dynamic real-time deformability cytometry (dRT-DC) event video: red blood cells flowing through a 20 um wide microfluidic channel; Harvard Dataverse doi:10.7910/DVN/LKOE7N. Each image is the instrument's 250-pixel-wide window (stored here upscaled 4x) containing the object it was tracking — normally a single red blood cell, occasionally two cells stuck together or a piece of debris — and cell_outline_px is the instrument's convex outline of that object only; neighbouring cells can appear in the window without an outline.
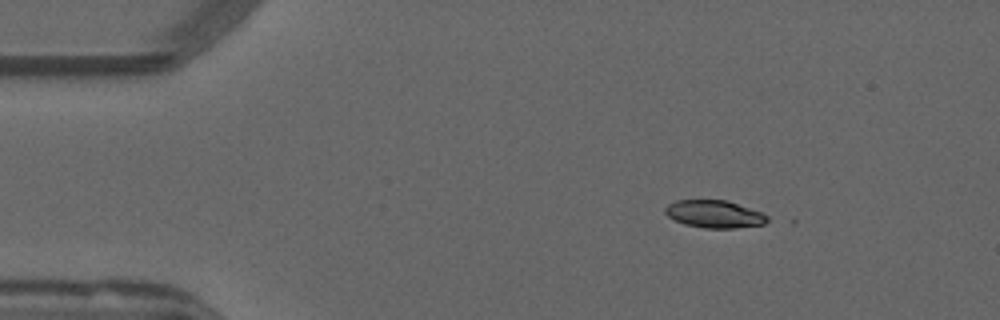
{"species": "common noctule bat (a hibernating species)", "species_latin": "Nyctalus noctula", "temperature_condition": "warm", "stored_images_in_passage": 46, "camera_frame_rate_fps": 3000, "um_per_image_px": 0.085, "animal": {"sex": "male", "forearm_length_mm": 52.5}, "frame": {"image": 1, "passage_image": 1, "time_ms": 0.0, "image_size_px": [1000, 320], "cell_outline_px": [[768, 220], [764, 224], [736, 228], [704, 228], [684, 224], [668, 216], [664, 212], [664, 208], [668, 204], [676, 200], [728, 200], [760, 212], [768, 216]], "centroid_in_image_um": [60.71, 18.19], "position_along_channel_um": 24.3, "area_um2": 16.36}}
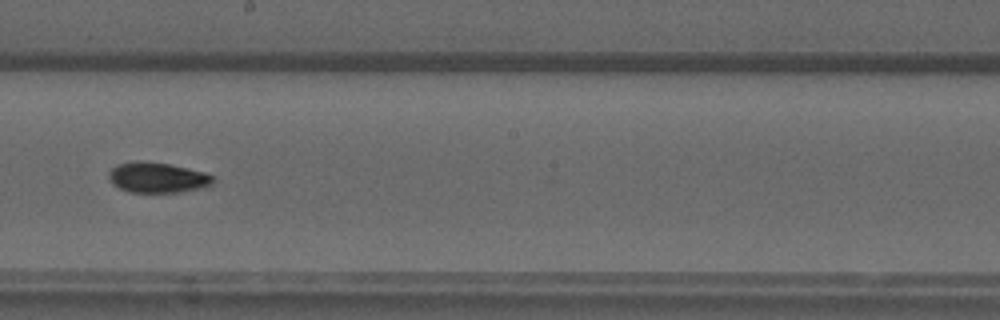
{"frame": {"image": 2, "passage_image": 23, "time_ms": 7.333, "image_size_px": [1000, 320], "cell_outline_px": [[212, 184], [204, 188], [180, 192], [128, 192], [112, 184], [108, 180], [108, 172], [116, 164], [136, 160], [140, 160], [168, 164], [188, 168], [204, 172], [212, 176]], "centroid_in_image_um": [13.33, 15.09], "position_along_channel_um": 234.9, "area_um2": 18.61}}
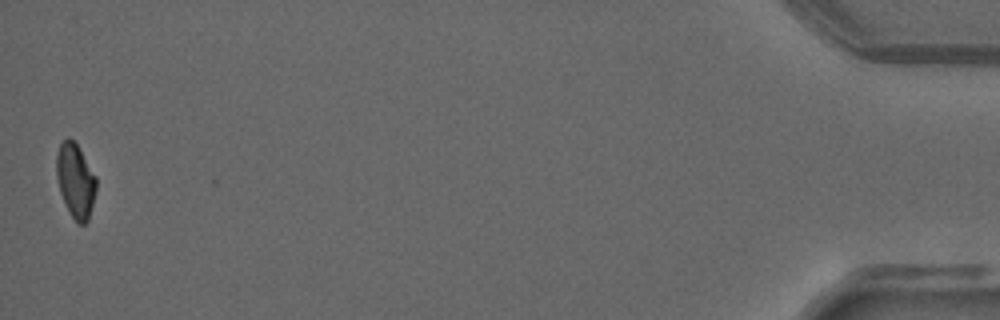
{"frame": {"image": 3, "passage_image": 46, "time_ms": 15.0, "image_size_px": [1000, 320], "cell_outline_px": [[96, 192], [88, 220], [84, 224], [76, 224], [60, 192], [56, 176], [56, 156], [60, 144], [68, 136], [76, 144], [96, 176]], "centroid_in_image_um": [6.42, 15.36], "position_along_channel_um": 428.8, "area_um2": 16.99}, "authors_computed_cell_mechanics": {"area_um2": 17.7735, "velocity_mm_per_s": 3.8167, "shape_relaxation_time_tau1_ms": 6.9879, "shape_relaxation_time_tau2_ms": 10.3668, "deformation_change_tau1": 0.1929, "deformation_change_tau2": 0.1486}}